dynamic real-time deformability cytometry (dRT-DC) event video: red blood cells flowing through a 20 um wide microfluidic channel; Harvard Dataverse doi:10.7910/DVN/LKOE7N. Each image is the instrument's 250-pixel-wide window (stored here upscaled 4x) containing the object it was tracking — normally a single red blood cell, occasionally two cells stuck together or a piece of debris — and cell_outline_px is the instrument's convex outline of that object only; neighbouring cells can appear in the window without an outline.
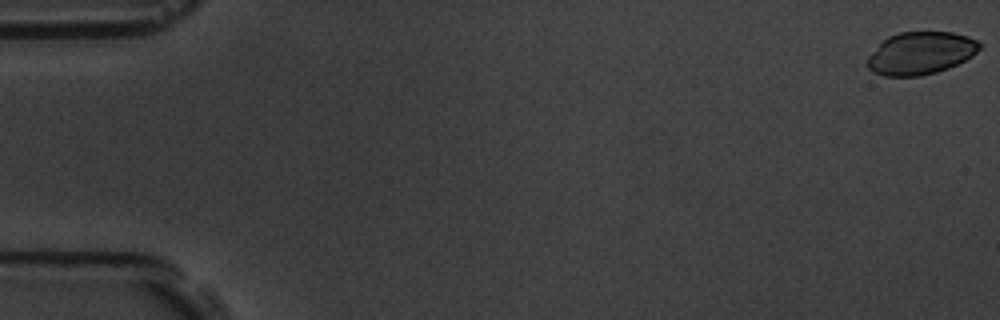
{"species": "common noctule bat (a hibernating species)", "species_latin": "Nyctalus noctula", "temperature_condition": "room temperature", "stored_images_in_passage": 7, "camera_frame_rate_fps": 3000, "um_per_image_px": 0.085, "animal": {"sex": "male", "body_mass_g": 19.5, "forearm_length_mm": 54.6}, "frame": {"image": 1, "passage_image": 1, "time_ms": 0.0, "image_size_px": [1000, 320], "cell_outline_px": [[980, 48], [972, 56], [948, 68], [936, 72], [920, 76], [884, 76], [872, 72], [868, 68], [868, 56], [888, 36], [900, 32], [952, 32], [968, 36], [976, 40], [980, 44]], "centroid_in_image_um": [78.25, 4.52], "position_along_channel_um": 6.8, "area_um2": 27.63}}